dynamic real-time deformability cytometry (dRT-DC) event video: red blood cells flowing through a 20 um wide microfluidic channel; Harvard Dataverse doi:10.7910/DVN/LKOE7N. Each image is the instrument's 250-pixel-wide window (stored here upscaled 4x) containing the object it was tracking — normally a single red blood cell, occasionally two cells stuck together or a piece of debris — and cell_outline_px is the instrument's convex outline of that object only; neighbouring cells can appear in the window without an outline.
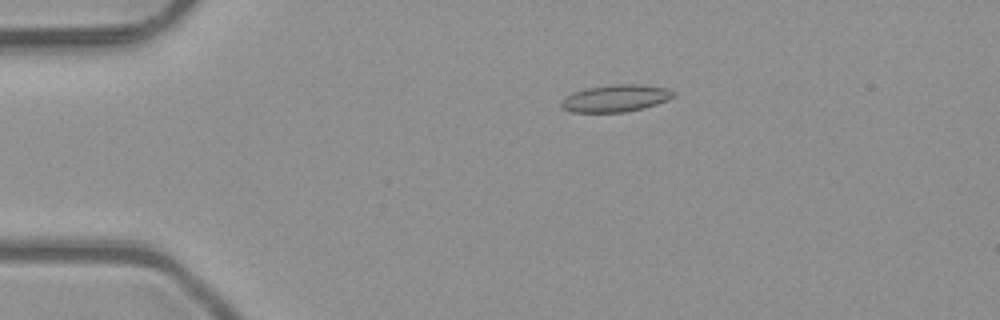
{"species": "common noctule bat (a hibernating species)", "species_latin": "Nyctalus noctula", "temperature_condition": "room temperature", "stored_images_in_passage": 5, "camera_frame_rate_fps": 3000, "um_per_image_px": 0.085, "animal": {"sex": "male", "body_mass_g": 23.1, "forearm_length_mm": 52.7}, "frame": {"image": 1, "passage_image": 2, "time_ms": 0.333, "image_size_px": [1000, 320], "cell_outline_px": [[676, 96], [668, 100], [644, 108], [624, 112], [568, 112], [560, 108], [560, 104], [572, 92], [584, 88], [612, 84], [640, 84], [664, 88], [676, 92]], "centroid_in_image_um": [52.32, 8.35], "position_along_channel_um": 32.7, "area_um2": 17.86}}
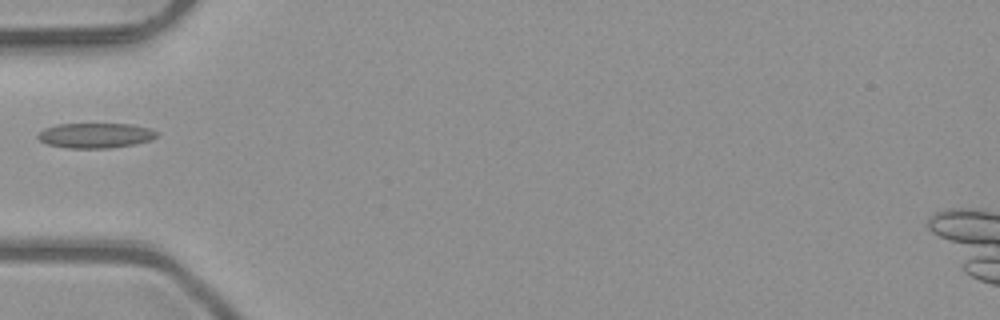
{"frame": {"image": 2, "passage_image": 4, "time_ms": 1.0, "image_size_px": [1000, 320], "cell_outline_px": [[160, 132], [152, 140], [136, 144], [108, 148], [68, 148], [48, 144], [40, 140], [36, 136], [44, 128], [56, 124], [132, 124], [152, 128]], "centroid_in_image_um": [8.16, 11.51], "position_along_channel_um": 76.8, "area_um2": 17.51}}
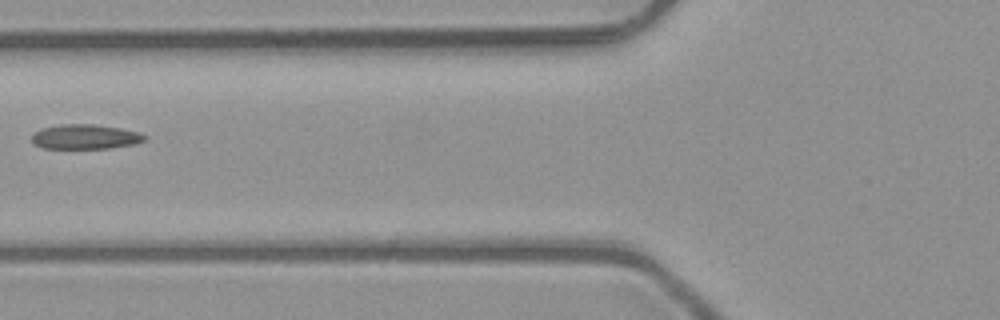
{"frame": {"image": 3, "passage_image": 5, "time_ms": 1.333, "image_size_px": [1000, 320], "cell_outline_px": [[148, 136], [144, 140], [136, 144], [112, 148], [44, 148], [32, 144], [32, 136], [40, 128], [60, 124], [92, 124], [120, 128], [140, 132]], "centroid_in_image_um": [7.26, 11.62], "position_along_channel_um": 118.5, "area_um2": 16.36}}